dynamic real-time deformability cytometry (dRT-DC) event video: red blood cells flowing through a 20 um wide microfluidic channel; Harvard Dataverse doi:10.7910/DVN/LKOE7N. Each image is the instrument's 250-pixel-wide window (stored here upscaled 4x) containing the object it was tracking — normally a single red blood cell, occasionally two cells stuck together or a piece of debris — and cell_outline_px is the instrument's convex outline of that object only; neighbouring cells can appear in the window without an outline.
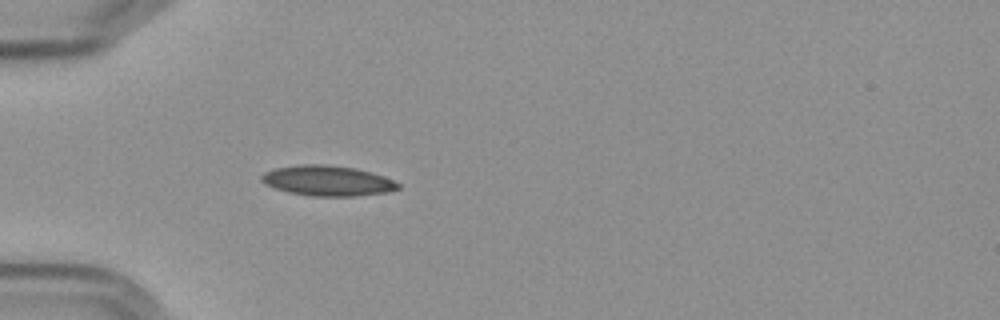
{"species": "Egyptian fruit bat (a non-hibernating species)", "species_latin": "Rousettus aegyptiacus", "temperature_condition": "cold", "stored_images_in_passage": 40, "camera_frame_rate_fps": 3000, "um_per_image_px": 0.085, "frame": {"image": 1, "passage_image": 1, "time_ms": 0.0, "image_size_px": [1000, 320], "cell_outline_px": [[400, 188], [388, 192], [352, 196], [312, 196], [288, 192], [276, 188], [260, 180], [260, 176], [264, 172], [276, 168], [300, 164], [324, 164], [356, 168], [384, 176], [400, 184]], "centroid_in_image_um": [27.85, 15.35], "position_along_channel_um": 57.2, "area_um2": 23.99}}
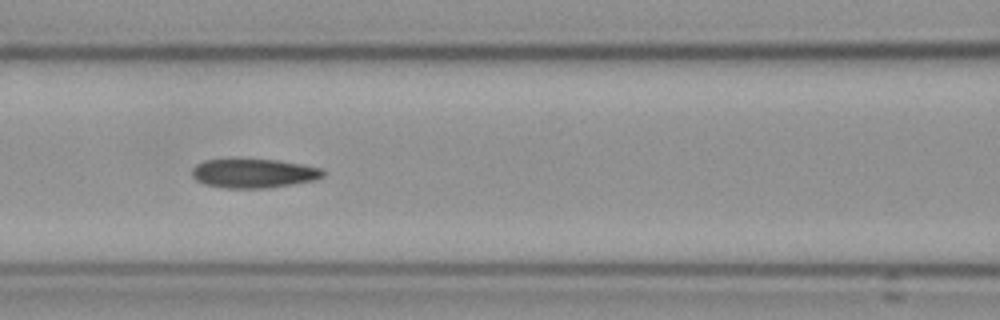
{"frame": {"image": 2, "passage_image": 9, "time_ms": 2.667, "image_size_px": [1000, 320], "cell_outline_px": [[324, 176], [316, 180], [268, 188], [224, 188], [204, 184], [196, 180], [192, 176], [192, 168], [196, 164], [204, 160], [232, 156], [276, 160], [300, 164], [320, 168], [324, 172]], "centroid_in_image_um": [21.48, 14.69], "position_along_channel_um": 145.1, "area_um2": 23.06}}
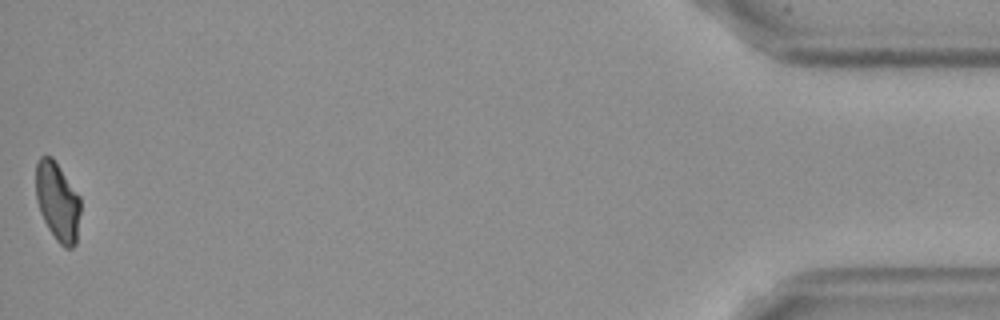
{"frame": {"image": 3, "passage_image": 40, "time_ms": 13.0, "image_size_px": [1000, 320], "cell_outline_px": [[80, 212], [76, 244], [72, 248], [64, 248], [56, 240], [48, 228], [40, 212], [36, 200], [36, 164], [40, 156], [52, 156], [80, 196]], "centroid_in_image_um": [4.89, 17.14], "position_along_channel_um": 430.3, "area_um2": 20.58}}